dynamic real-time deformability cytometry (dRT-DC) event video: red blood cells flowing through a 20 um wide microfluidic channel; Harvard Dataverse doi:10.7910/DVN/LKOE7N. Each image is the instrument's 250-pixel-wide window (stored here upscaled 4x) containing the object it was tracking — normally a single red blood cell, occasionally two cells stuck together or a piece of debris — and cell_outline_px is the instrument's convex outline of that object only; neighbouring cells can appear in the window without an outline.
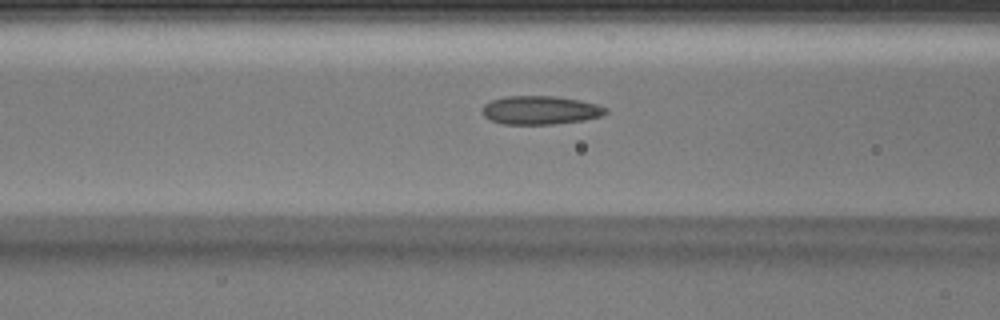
{"species": "Egyptian fruit bat (a non-hibernating species)", "species_latin": "Rousettus aegyptiacus", "temperature_condition": "warm", "stored_images_in_passage": 34, "camera_frame_rate_fps": 3000, "um_per_image_px": 0.085, "animal": {"sex": "male"}, "frame": {"image": 1, "passage_image": 9, "time_ms": 2.667, "image_size_px": [1000, 320], "cell_outline_px": [[608, 112], [604, 116], [584, 120], [552, 124], [504, 124], [492, 120], [484, 116], [480, 112], [480, 108], [484, 104], [492, 100], [504, 96], [552, 96], [580, 100], [596, 104], [608, 108]], "centroid_in_image_um": [45.93, 9.36], "position_along_channel_um": 120.7, "area_um2": 20.69}}
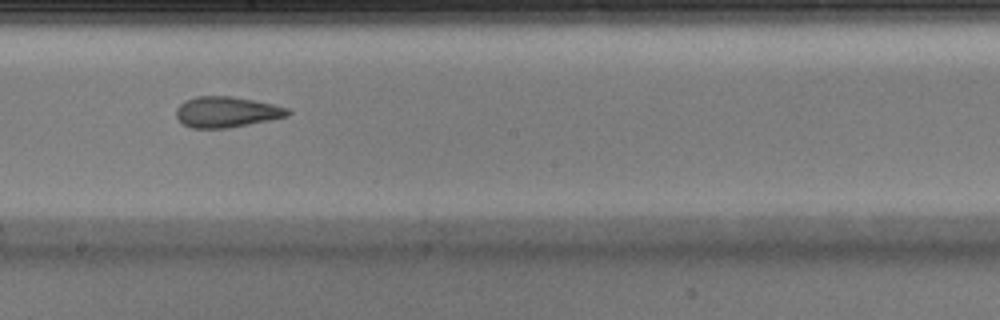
{"frame": {"image": 2, "passage_image": 16, "time_ms": 5.0, "image_size_px": [1000, 320], "cell_outline_px": [[292, 112], [288, 116], [228, 128], [192, 128], [184, 124], [176, 116], [176, 108], [180, 104], [196, 96], [232, 96], [272, 104], [288, 108]], "centroid_in_image_um": [19.26, 9.52], "position_along_channel_um": 228.9, "area_um2": 19.77}}
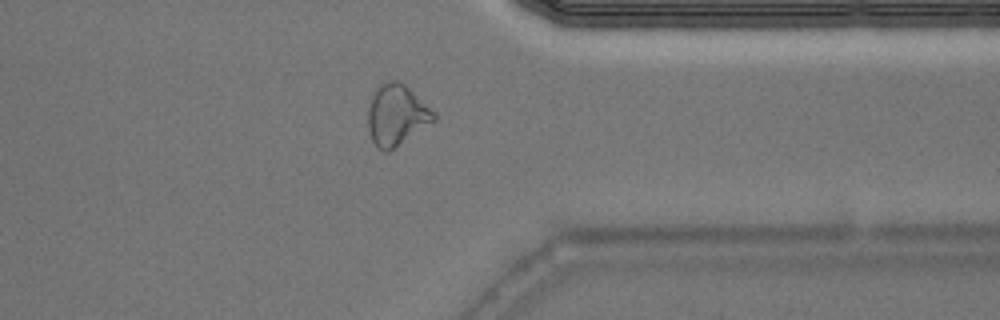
{"frame": {"image": 3, "passage_image": 26, "time_ms": 8.333, "image_size_px": [1000, 320], "cell_outline_px": [[436, 120], [388, 152], [384, 152], [376, 148], [372, 140], [368, 128], [368, 108], [372, 96], [376, 88], [380, 84], [388, 80], [400, 80], [436, 112]], "centroid_in_image_um": [33.7, 9.77], "position_along_channel_um": 377.7, "area_um2": 23.52}}